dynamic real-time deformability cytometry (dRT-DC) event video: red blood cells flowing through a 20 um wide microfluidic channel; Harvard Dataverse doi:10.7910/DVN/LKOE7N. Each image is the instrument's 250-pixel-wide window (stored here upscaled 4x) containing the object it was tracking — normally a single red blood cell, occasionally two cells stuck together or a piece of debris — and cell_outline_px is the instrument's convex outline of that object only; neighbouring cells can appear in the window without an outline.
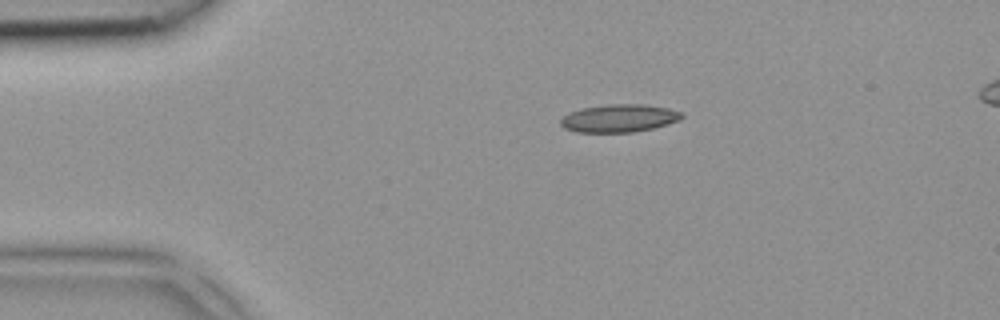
{"species": "common noctule bat (a hibernating species)", "species_latin": "Nyctalus noctula", "temperature_condition": "room temperature", "stored_images_in_passage": 2, "camera_frame_rate_fps": 3000, "um_per_image_px": 0.085, "animal": {"sex": "female", "body_mass_g": 18.4}, "frame": {"image": 1, "passage_image": 1, "time_ms": 0.0, "image_size_px": [1000, 320], "cell_outline_px": [[684, 116], [680, 120], [668, 124], [652, 128], [632, 132], [576, 132], [564, 128], [560, 124], [560, 120], [564, 116], [580, 108], [608, 104], [644, 104], [668, 108], [680, 112]], "centroid_in_image_um": [52.62, 10.05], "position_along_channel_um": 32.4, "area_um2": 19.59}}